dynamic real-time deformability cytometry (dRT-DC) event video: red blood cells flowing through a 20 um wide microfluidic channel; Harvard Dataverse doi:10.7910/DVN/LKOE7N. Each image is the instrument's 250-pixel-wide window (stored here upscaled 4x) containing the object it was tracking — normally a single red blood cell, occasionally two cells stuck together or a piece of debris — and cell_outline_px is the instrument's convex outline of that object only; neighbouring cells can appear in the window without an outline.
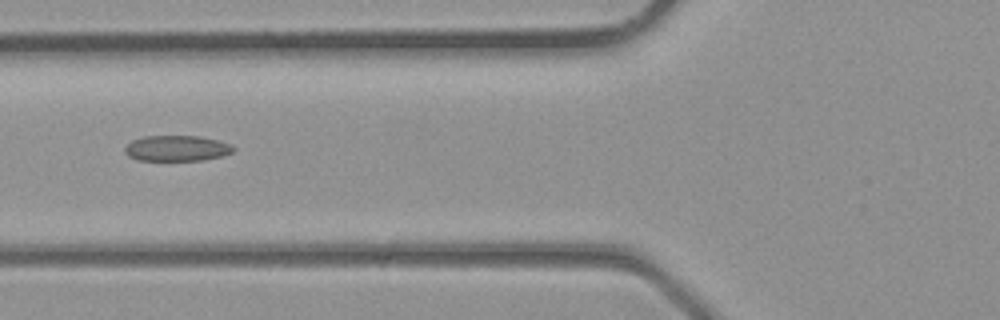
{"species": "common noctule bat (a hibernating species)", "species_latin": "Nyctalus noctula", "temperature_condition": "room temperature", "stored_images_in_passage": 2, "camera_frame_rate_fps": 3000, "um_per_image_px": 0.085, "animal": {"sex": "male", "body_mass_g": 23.1, "forearm_length_mm": 52.7}, "frame": {"image": 1, "passage_image": 2, "time_ms": 0.333, "image_size_px": [1000, 320], "cell_outline_px": [[236, 148], [232, 152], [224, 156], [204, 160], [136, 160], [128, 156], [124, 152], [124, 148], [132, 140], [144, 136], [200, 136], [232, 144]], "centroid_in_image_um": [15.04, 12.61], "position_along_channel_um": 110.8, "area_um2": 16.36}}